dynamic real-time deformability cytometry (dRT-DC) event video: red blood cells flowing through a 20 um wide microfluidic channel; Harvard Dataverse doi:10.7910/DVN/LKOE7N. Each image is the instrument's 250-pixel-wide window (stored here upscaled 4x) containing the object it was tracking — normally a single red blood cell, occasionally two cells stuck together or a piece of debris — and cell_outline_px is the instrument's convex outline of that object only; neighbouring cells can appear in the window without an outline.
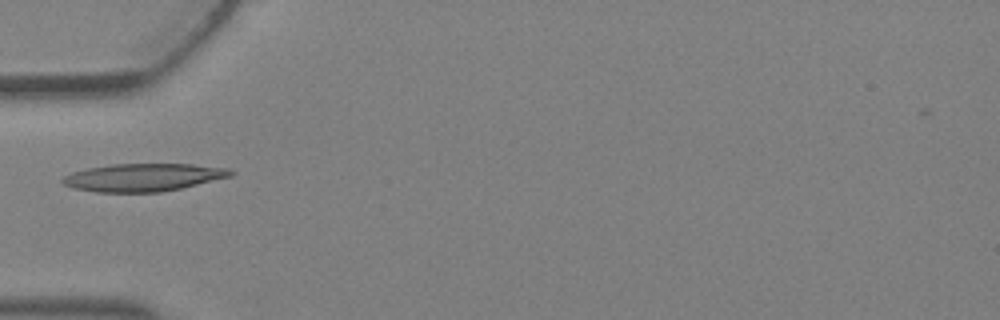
{"species": "Egyptian fruit bat (a non-hibernating species)", "species_latin": "Rousettus aegyptiacus", "temperature_condition": "warm", "stored_images_in_passage": 2, "camera_frame_rate_fps": 3000, "um_per_image_px": 0.085, "animal": {"sex": "female"}, "frame": {"image": 1, "passage_image": 2, "time_ms": 0.333, "image_size_px": [1000, 320], "cell_outline_px": [[236, 172], [232, 176], [180, 188], [160, 192], [96, 192], [72, 188], [64, 184], [60, 180], [64, 176], [72, 172], [88, 168], [112, 164], [192, 164], [228, 168]], "centroid_in_image_um": [12.17, 15.07], "position_along_channel_um": 72.8, "area_um2": 27.17}}